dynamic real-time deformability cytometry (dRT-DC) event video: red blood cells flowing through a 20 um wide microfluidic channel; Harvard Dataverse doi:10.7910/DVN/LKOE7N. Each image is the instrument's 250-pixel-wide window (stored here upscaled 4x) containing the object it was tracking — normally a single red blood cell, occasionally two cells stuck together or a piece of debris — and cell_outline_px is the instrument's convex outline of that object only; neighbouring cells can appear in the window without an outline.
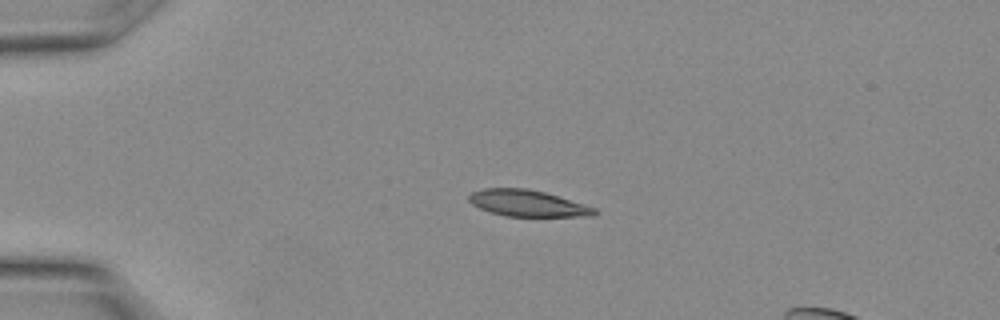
{"species": "Egyptian fruit bat (a non-hibernating species)", "species_latin": "Rousettus aegyptiacus", "temperature_condition": "warm", "stored_images_in_passage": 7, "camera_frame_rate_fps": 3000, "um_per_image_px": 0.085, "animal": {"sex": "female"}, "frame": {"image": 1, "passage_image": 1, "time_ms": 0.0, "image_size_px": [1000, 320], "cell_outline_px": [[600, 212], [596, 216], [504, 216], [480, 208], [472, 204], [468, 200], [468, 196], [472, 192], [484, 188], [524, 188], [544, 192], [596, 208]], "centroid_in_image_um": [44.85, 17.28], "position_along_channel_um": 40.1, "area_um2": 19.19}}
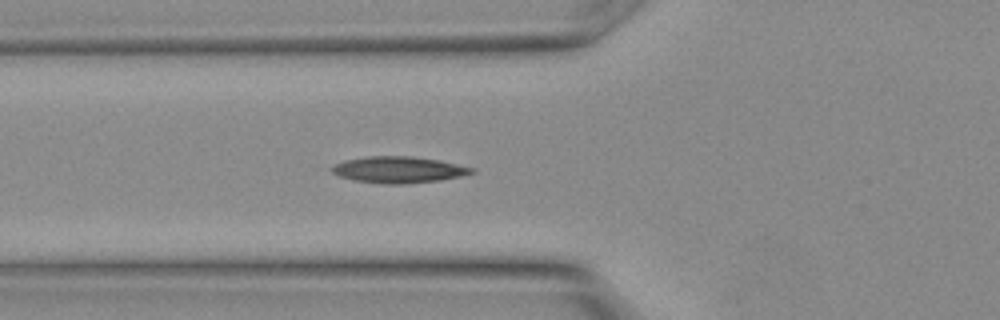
{"frame": {"image": 2, "passage_image": 5, "time_ms": 1.333, "image_size_px": [1000, 320], "cell_outline_px": [[476, 172], [460, 176], [436, 180], [400, 184], [388, 184], [356, 180], [340, 176], [332, 172], [332, 164], [344, 160], [368, 156], [412, 156], [440, 160], [476, 168]], "centroid_in_image_um": [33.89, 14.4], "position_along_channel_um": 91.9, "area_um2": 21.33}}
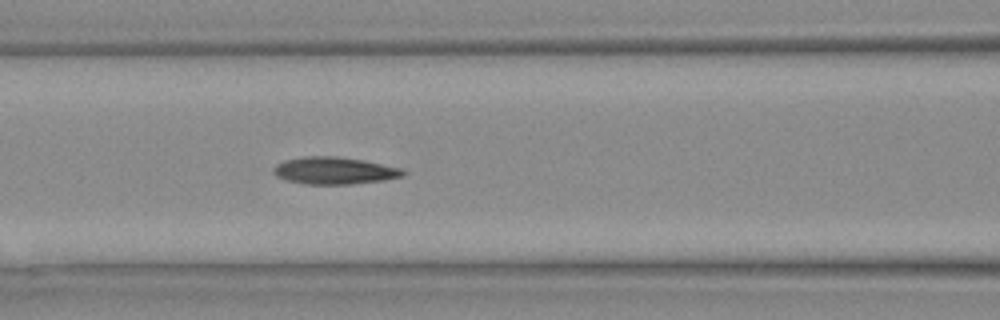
{"frame": {"image": 3, "passage_image": 7, "time_ms": 2.0, "image_size_px": [1000, 320], "cell_outline_px": [[408, 172], [404, 176], [384, 180], [348, 184], [304, 184], [288, 180], [276, 176], [272, 172], [272, 168], [276, 164], [284, 160], [304, 156], [336, 156], [360, 160], [400, 168]], "centroid_in_image_um": [28.38, 14.5], "position_along_channel_um": 138.2, "area_um2": 20.4}}